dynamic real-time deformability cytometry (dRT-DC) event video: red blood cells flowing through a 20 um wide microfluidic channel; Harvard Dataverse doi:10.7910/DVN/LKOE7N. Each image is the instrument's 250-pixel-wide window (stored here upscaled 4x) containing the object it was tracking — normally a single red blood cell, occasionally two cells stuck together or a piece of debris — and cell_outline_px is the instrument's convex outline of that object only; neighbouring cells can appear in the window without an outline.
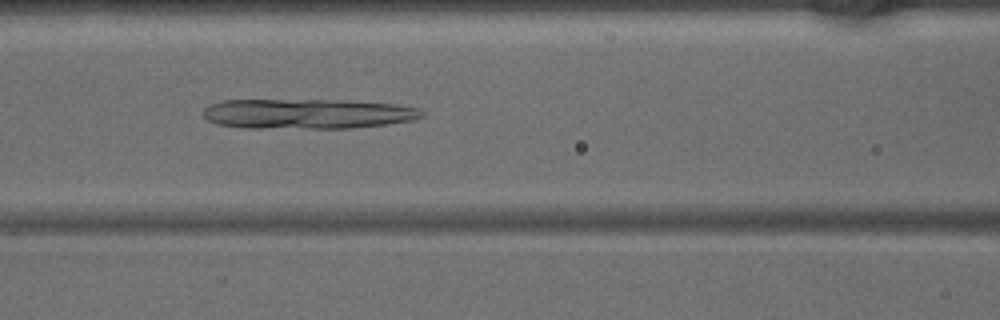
{"species": "common noctule bat (a hibernating species)", "species_latin": "Nyctalus noctula", "temperature_condition": "warm", "stored_images_in_passage": 45, "camera_frame_rate_fps": 3000, "um_per_image_px": 0.085, "animal": {"sex": "male", "body_mass_g": 15.6}, "frame": {"image": 1, "passage_image": 19, "time_ms": 6.0, "image_size_px": [1000, 320], "cell_outline_px": [[424, 116], [412, 120], [388, 124], [352, 128], [244, 128], [216, 124], [208, 120], [200, 112], [208, 104], [220, 100], [348, 100], [392, 104], [420, 108], [424, 112]], "centroid_in_image_um": [26.09, 9.67], "position_along_channel_um": 140.5, "area_um2": 38.67}}
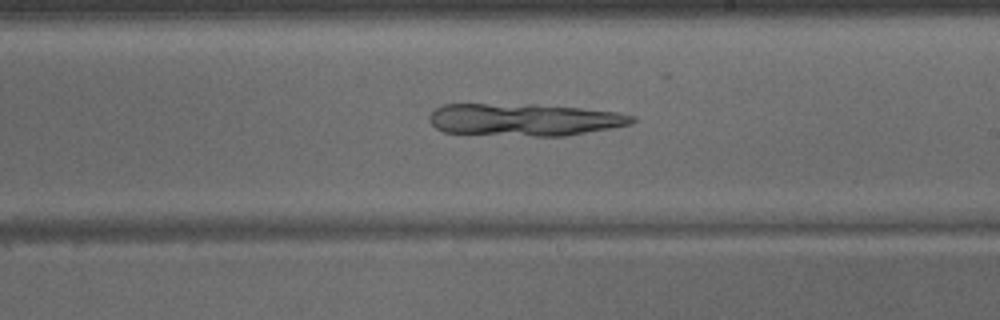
{"frame": {"image": 2, "passage_image": 26, "time_ms": 8.333, "image_size_px": [1000, 320], "cell_outline_px": [[636, 120], [632, 124], [564, 136], [532, 136], [444, 132], [436, 128], [428, 120], [428, 116], [436, 108], [444, 104], [536, 104], [580, 108], [616, 112], [636, 116]], "centroid_in_image_um": [44.55, 10.16], "position_along_channel_um": 244.4, "area_um2": 38.21}}
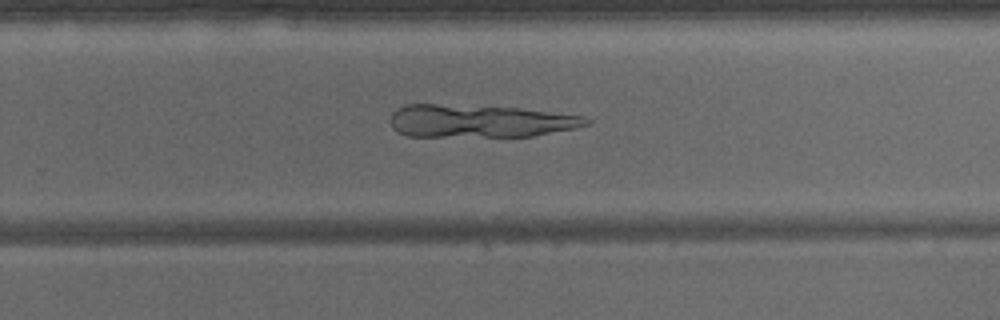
{"frame": {"image": 3, "passage_image": 29, "time_ms": 9.333, "image_size_px": [1000, 320], "cell_outline_px": [[592, 124], [576, 128], [532, 136], [408, 136], [392, 128], [388, 120], [392, 112], [396, 108], [404, 104], [436, 104], [520, 108], [584, 116], [592, 120]], "centroid_in_image_um": [40.76, 10.28], "position_along_channel_um": 289.0, "area_um2": 37.57}}